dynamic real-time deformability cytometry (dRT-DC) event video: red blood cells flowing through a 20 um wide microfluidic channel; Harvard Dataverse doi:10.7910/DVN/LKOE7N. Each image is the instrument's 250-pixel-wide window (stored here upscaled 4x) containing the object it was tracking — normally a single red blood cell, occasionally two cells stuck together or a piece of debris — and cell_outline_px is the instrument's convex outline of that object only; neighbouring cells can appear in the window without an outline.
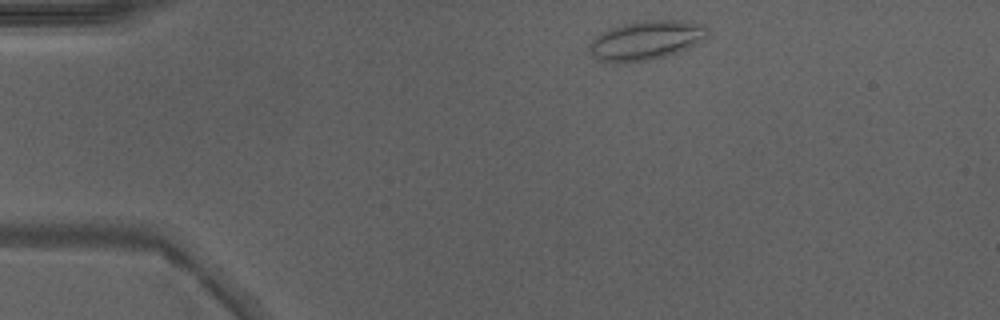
{"species": "Egyptian fruit bat (a non-hibernating species)", "species_latin": "Rousettus aegyptiacus", "temperature_condition": "warm", "stored_images_in_passage": 40, "camera_frame_rate_fps": 3000, "um_per_image_px": 0.085, "animal": {"sex": "male"}, "frame": {"image": 1, "passage_image": 1, "time_ms": 0.0, "image_size_px": [1000, 320], "cell_outline_px": [[708, 32], [704, 36], [688, 48], [680, 52], [668, 56], [648, 60], [620, 64], [616, 64], [596, 60], [592, 56], [588, 48], [588, 44], [600, 32], [624, 24], [644, 20], [680, 20], [704, 24], [708, 28]], "centroid_in_image_um": [54.85, 3.45], "position_along_channel_um": 30.1, "area_um2": 27.22}}
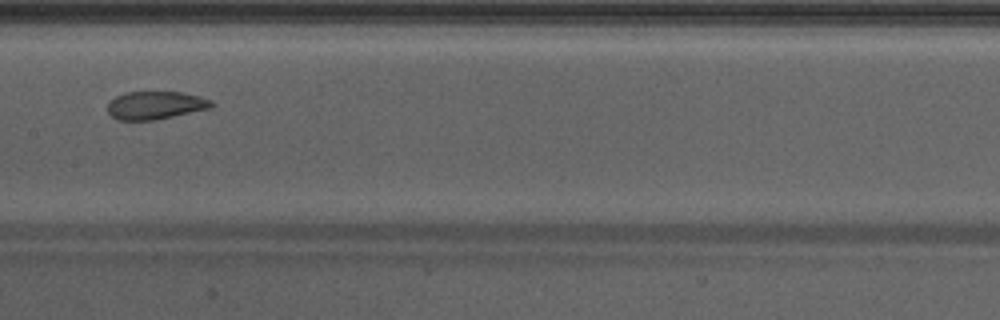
{"frame": {"image": 2, "passage_image": 17, "time_ms": 5.333, "image_size_px": [1000, 320], "cell_outline_px": [[216, 104], [212, 108], [156, 120], [116, 120], [108, 112], [108, 100], [124, 92], [180, 92], [200, 96], [212, 100]], "centroid_in_image_um": [13.23, 8.95], "position_along_channel_um": 194.2, "area_um2": 17.22}}
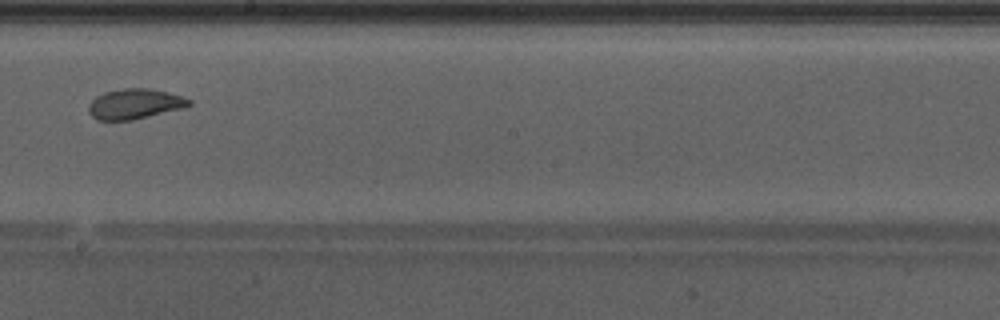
{"frame": {"image": 3, "passage_image": 20, "time_ms": 6.333, "image_size_px": [1000, 320], "cell_outline_px": [[192, 104], [188, 108], [132, 120], [96, 120], [88, 112], [88, 104], [96, 96], [104, 92], [124, 88], [148, 88], [168, 92], [184, 96], [192, 100]], "centroid_in_image_um": [11.51, 8.84], "position_along_channel_um": 236.7, "area_um2": 18.09}, "authors_computed_cell_mechanics": {"area_um2": 18.8717, "velocity_mm_per_s": 4.2768, "shape_relaxation_time_tau1_ms": null, "shape_relaxation_time_tau2_ms": 1.308, "deformation_change_tau1": null, "deformation_change_tau2": 0.0805}}